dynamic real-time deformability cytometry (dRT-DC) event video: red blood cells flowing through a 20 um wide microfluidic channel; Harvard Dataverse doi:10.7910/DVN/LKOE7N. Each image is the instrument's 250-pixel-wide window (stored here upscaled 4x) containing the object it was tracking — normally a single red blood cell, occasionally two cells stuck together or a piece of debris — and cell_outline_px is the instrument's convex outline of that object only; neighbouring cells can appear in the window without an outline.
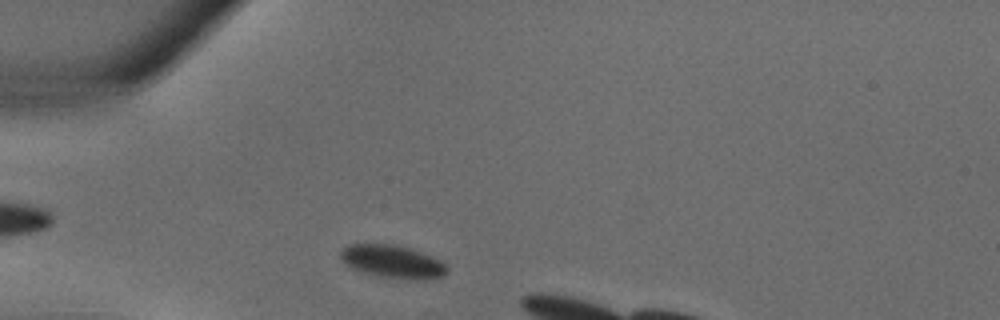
{"species": "common noctule bat (a hibernating species)", "species_latin": "Nyctalus noctula", "temperature_condition": "warm", "stored_images_in_passage": 5, "camera_frame_rate_fps": 3000, "um_per_image_px": 0.085, "animal": {"sex": "male", "body_mass_g": 18.8}, "frame": {"image": 1, "passage_image": 2, "time_ms": 0.333, "image_size_px": [1000, 320], "cell_outline_px": [[448, 272], [444, 276], [424, 280], [416, 280], [384, 276], [352, 268], [340, 256], [340, 252], [344, 248], [352, 244], [392, 244], [408, 248], [420, 252], [440, 260], [448, 268]], "centroid_in_image_um": [33.43, 22.23], "position_along_channel_um": 51.6, "area_um2": 19.83}}